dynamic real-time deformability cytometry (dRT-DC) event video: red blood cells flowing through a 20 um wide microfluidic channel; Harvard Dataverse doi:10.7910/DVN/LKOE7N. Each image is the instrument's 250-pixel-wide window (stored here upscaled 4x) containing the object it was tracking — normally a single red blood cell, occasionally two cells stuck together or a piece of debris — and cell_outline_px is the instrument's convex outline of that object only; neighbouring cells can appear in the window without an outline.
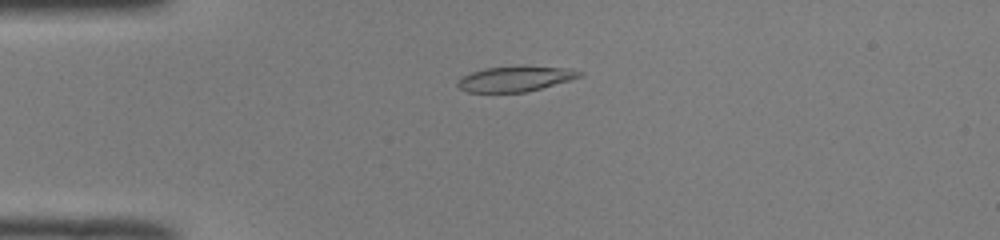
{"species": "common noctule bat (a hibernating species)", "species_latin": "Nyctalus noctula", "temperature_condition": "room temperature", "stored_images_in_passage": 51, "camera_frame_rate_fps": 3000, "um_per_image_px": 0.085, "animal": {"sex": "male", "body_mass_g": 19.0, "forearm_length_mm": 50.8}, "frame": {"image": 1, "passage_image": 13, "time_ms": 4.0, "image_size_px": [1000, 240], "cell_outline_px": [[584, 76], [540, 88], [524, 92], [468, 92], [460, 88], [456, 84], [460, 76], [484, 68], [568, 68], [584, 72]], "centroid_in_image_um": [43.76, 6.73], "position_along_channel_um": 41.2, "area_um2": 17.22}}
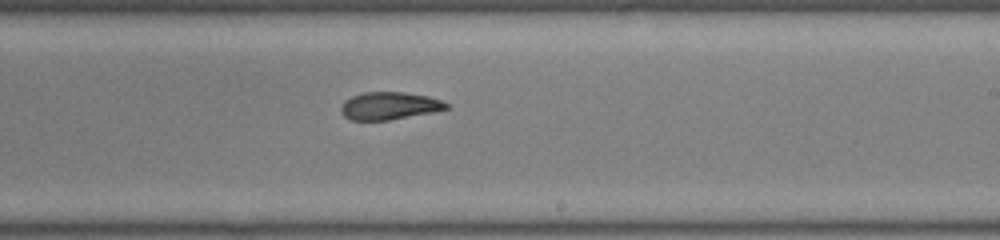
{"frame": {"image": 2, "passage_image": 31, "time_ms": 10.0, "image_size_px": [1000, 240], "cell_outline_px": [[452, 108], [432, 112], [388, 120], [348, 120], [340, 112], [340, 108], [344, 100], [352, 96], [364, 92], [404, 92], [428, 96], [440, 100], [448, 104]], "centroid_in_image_um": [33.07, 8.99], "position_along_channel_um": 255.9, "area_um2": 16.99}}
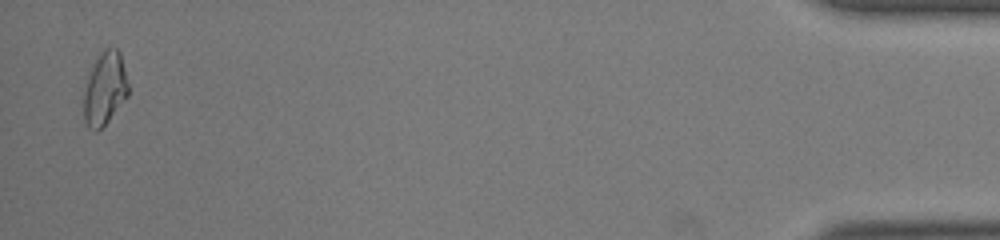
{"frame": {"image": 3, "passage_image": 50, "time_ms": 16.333, "image_size_px": [1000, 240], "cell_outline_px": [[128, 96], [108, 120], [96, 132], [88, 128], [84, 120], [84, 88], [88, 76], [96, 60], [104, 48], [116, 48], [120, 52], [128, 84]], "centroid_in_image_um": [8.9, 7.55], "position_along_channel_um": 426.3, "area_um2": 18.67}, "authors_computed_cell_mechanics": {"area_um2": 18.1492, "velocity_mm_per_s": 4.0453, "shape_relaxation_time_tau1_ms": null, "shape_relaxation_time_tau2_ms": 2.6594, "deformation_change_tau1": null, "deformation_change_tau2": 0.0883}}